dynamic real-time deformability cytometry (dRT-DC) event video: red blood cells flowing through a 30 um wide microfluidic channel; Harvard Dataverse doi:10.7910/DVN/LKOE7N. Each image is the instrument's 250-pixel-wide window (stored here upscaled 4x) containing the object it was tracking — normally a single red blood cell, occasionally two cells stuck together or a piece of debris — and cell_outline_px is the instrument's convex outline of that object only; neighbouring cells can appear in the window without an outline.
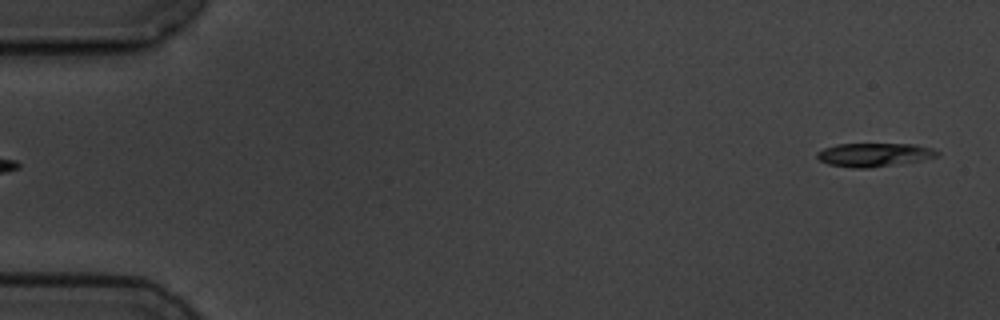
{"species": "common noctule bat (a hibernating species)", "species_latin": "Nyctalus noctula", "temperature_condition": "cold", "stored_images_in_passage": 6, "segment_of_instrument_passage": [2, 2], "camera_frame_rate_fps": 3000, "um_per_image_px": 0.085, "animal": {"sex": "male", "body_mass_g": 19.5, "forearm_length_mm": 54.6}, "frame": {"image": 1, "passage_image": 6, "time_ms": 6.667, "image_size_px": [1000, 320], "cell_outline_px": [[940, 156], [920, 160], [868, 168], [852, 168], [828, 164], [820, 160], [816, 156], [816, 152], [824, 148], [836, 144], [916, 144], [932, 148], [940, 152]], "centroid_in_image_um": [74.29, 13.14], "position_along_channel_um": 10.7, "area_um2": 16.47}}